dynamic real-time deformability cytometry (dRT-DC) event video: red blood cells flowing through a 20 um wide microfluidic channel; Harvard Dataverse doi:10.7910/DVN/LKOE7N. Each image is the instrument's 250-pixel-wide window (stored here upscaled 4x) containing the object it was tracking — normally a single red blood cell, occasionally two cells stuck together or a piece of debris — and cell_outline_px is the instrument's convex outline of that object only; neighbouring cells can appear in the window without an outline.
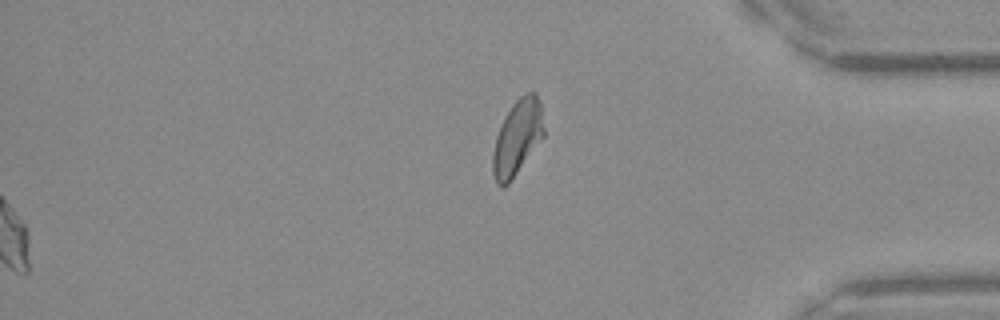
{"species": "Egyptian fruit bat (a non-hibernating species)", "species_latin": "Rousettus aegyptiacus", "temperature_condition": "warm", "stored_images_in_passage": 49, "camera_frame_rate_fps": 3000, "um_per_image_px": 0.085, "frame": {"image": 1, "passage_image": 49, "time_ms": 16.0, "image_size_px": [1000, 320], "cell_outline_px": [[544, 136], [508, 184], [504, 188], [500, 188], [496, 184], [492, 172], [492, 156], [496, 136], [512, 104], [520, 96], [528, 92], [536, 92], [540, 104], [544, 128]], "centroid_in_image_um": [43.96, 11.73], "position_along_channel_um": 391.2, "area_um2": 22.14}, "authors_computed_cell_mechanics": {"area_um2": 23.409, "velocity_mm_per_s": 4.1821, "shape_relaxation_time_tau1_ms": null, "shape_relaxation_time_tau2_ms": 3.188, "deformation_change_tau1": null, "deformation_change_tau2": 0.1142}}